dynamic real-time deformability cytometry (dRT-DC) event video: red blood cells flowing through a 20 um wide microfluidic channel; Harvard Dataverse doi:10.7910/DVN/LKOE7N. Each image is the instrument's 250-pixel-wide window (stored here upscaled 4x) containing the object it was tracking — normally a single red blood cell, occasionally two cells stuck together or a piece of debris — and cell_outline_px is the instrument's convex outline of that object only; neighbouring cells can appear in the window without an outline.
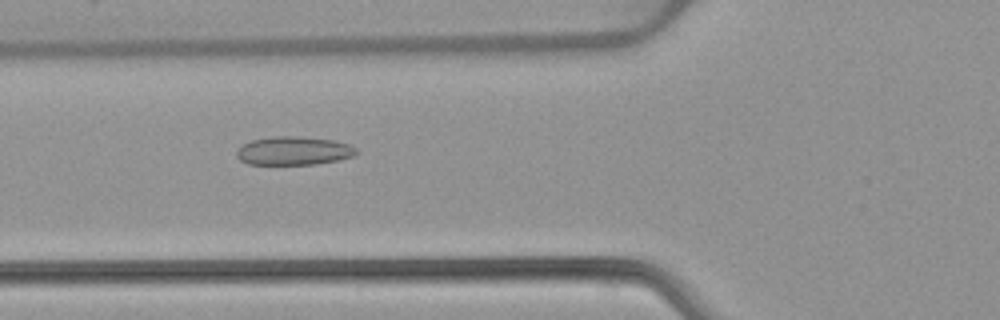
{"species": "common noctule bat (a hibernating species)", "species_latin": "Nyctalus noctula", "temperature_condition": "warm", "stored_images_in_passage": 53, "camera_frame_rate_fps": 3000, "um_per_image_px": 0.085, "animal": {"sex": "female", "body_mass_g": 22.7, "forearm_length_mm": 54.2}, "frame": {"image": 1, "passage_image": 20, "time_ms": 6.333, "image_size_px": [1000, 320], "cell_outline_px": [[360, 152], [352, 156], [340, 160], [316, 164], [248, 164], [240, 160], [236, 156], [236, 152], [244, 144], [252, 140], [272, 136], [296, 136], [332, 140], [348, 144], [356, 148]], "centroid_in_image_um": [24.98, 12.82], "position_along_channel_um": 100.8, "area_um2": 19.83}}
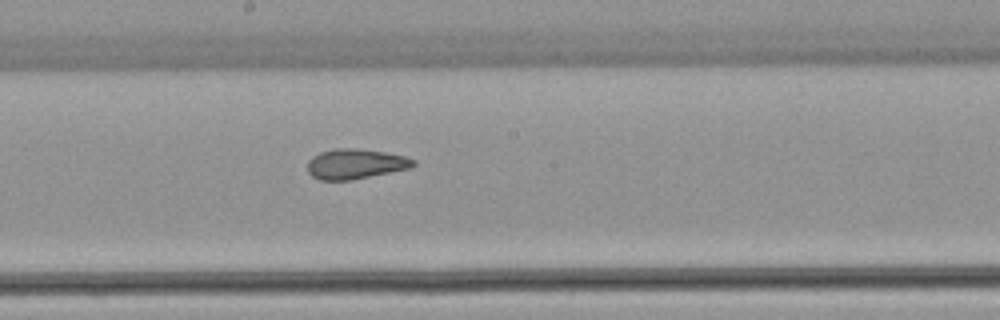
{"frame": {"image": 2, "passage_image": 29, "time_ms": 9.333, "image_size_px": [1000, 320], "cell_outline_px": [[416, 164], [412, 168], [352, 180], [320, 180], [312, 176], [308, 172], [308, 160], [312, 156], [320, 152], [332, 148], [356, 148], [384, 152], [404, 156], [416, 160]], "centroid_in_image_um": [30.21, 13.93], "position_along_channel_um": 218.0, "area_um2": 18.73}}
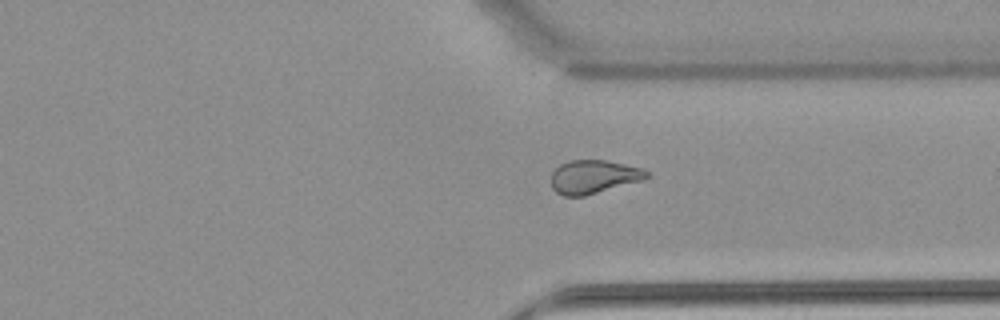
{"frame": {"image": 3, "passage_image": 40, "time_ms": 13.0, "image_size_px": [1000, 320], "cell_outline_px": [[652, 176], [640, 180], [584, 196], [564, 196], [556, 192], [552, 188], [552, 172], [560, 164], [568, 160], [608, 160], [644, 168]], "centroid_in_image_um": [50.46, 15.01], "position_along_channel_um": 360.9, "area_um2": 18.61}, "authors_computed_cell_mechanics": {"area_um2": 19.8254, "velocity_mm_per_s": 3.8943, "shape_relaxation_time_tau1_ms": null, "shape_relaxation_time_tau2_ms": 1.7119, "deformation_change_tau1": null, "deformation_change_tau2": 0.0913}}